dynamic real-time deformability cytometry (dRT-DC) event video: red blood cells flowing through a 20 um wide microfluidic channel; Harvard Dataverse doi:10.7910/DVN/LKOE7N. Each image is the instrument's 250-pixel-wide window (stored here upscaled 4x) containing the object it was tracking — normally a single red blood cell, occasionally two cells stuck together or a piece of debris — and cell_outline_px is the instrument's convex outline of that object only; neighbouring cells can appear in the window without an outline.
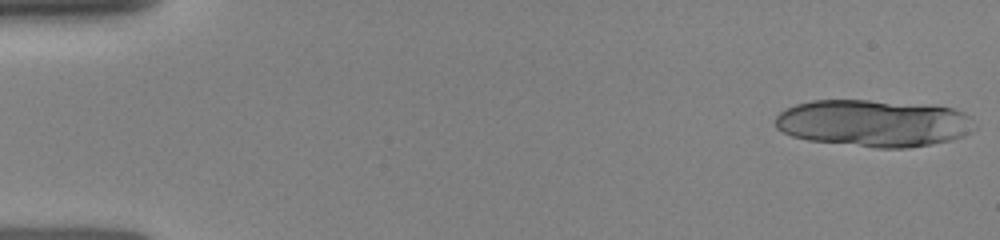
{"species": "human", "species_latin": "Homo sapiens", "temperature_condition": "room temperature", "stored_images_in_passage": 25, "camera_frame_rate_fps": 3000, "um_per_image_px": 0.085, "donor": {"sex": "female"}, "frame": {"image": 1, "passage_image": 1, "time_ms": 0.0, "image_size_px": [1000, 240], "cell_outline_px": [[976, 128], [972, 132], [964, 136], [952, 140], [932, 144], [908, 148], [876, 148], [808, 140], [792, 136], [776, 128], [776, 116], [780, 112], [796, 104], [812, 100], [868, 100], [936, 104], [956, 108], [972, 116]], "centroid_in_image_um": [74.36, 10.46], "position_along_channel_um": 10.6, "area_um2": 55.55}}